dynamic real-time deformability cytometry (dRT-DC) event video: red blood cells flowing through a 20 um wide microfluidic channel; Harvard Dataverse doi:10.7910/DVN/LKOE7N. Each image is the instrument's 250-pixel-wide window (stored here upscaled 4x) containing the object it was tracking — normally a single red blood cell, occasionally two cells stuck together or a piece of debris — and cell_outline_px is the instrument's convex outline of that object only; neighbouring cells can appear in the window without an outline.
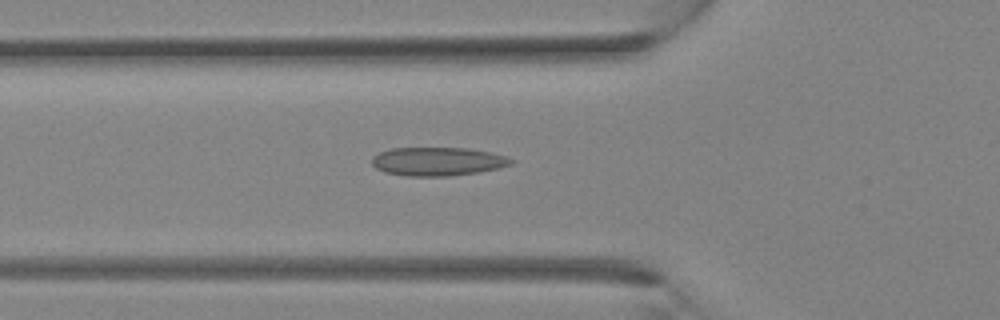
{"species": "Egyptian fruit bat (a non-hibernating species)", "species_latin": "Rousettus aegyptiacus", "temperature_condition": "room temperature", "stored_images_in_passage": 31, "camera_frame_rate_fps": 3000, "um_per_image_px": 0.085, "animal": {"sex": "female"}, "frame": {"image": 1, "passage_image": 9, "time_ms": 2.667, "image_size_px": [1000, 320], "cell_outline_px": [[512, 164], [496, 168], [476, 172], [448, 176], [408, 176], [384, 172], [376, 168], [372, 164], [372, 156], [380, 152], [392, 148], [468, 148], [492, 152], [504, 156], [512, 160]], "centroid_in_image_um": [37.16, 13.72], "position_along_channel_um": 88.6, "area_um2": 22.95}}
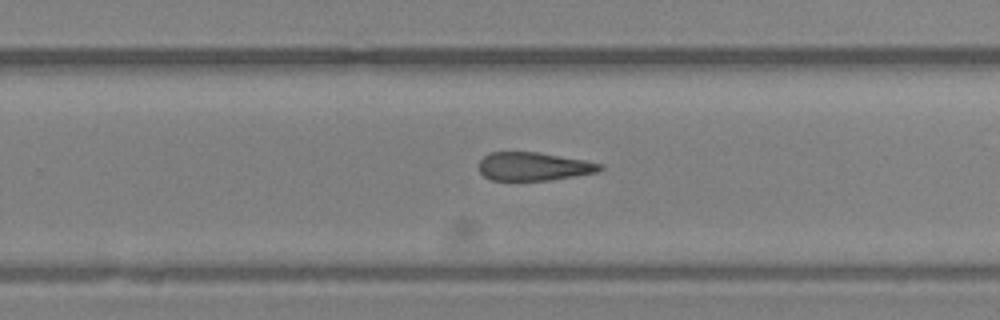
{"frame": {"image": 2, "passage_image": 19, "time_ms": 6.0, "image_size_px": [1000, 320], "cell_outline_px": [[604, 168], [600, 172], [548, 180], [492, 180], [484, 176], [476, 168], [476, 164], [484, 156], [492, 152], [536, 152], [584, 160], [604, 164]], "centroid_in_image_um": [45.34, 14.15], "position_along_channel_um": 284.5, "area_um2": 20.11}}
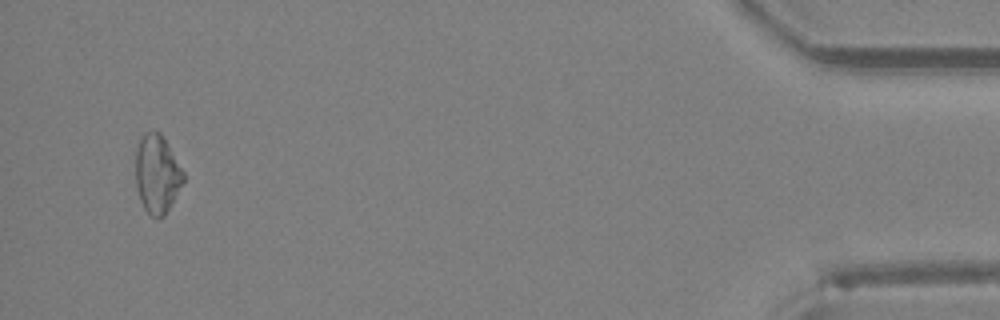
{"frame": {"image": 3, "passage_image": 30, "time_ms": 9.667, "image_size_px": [1000, 320], "cell_outline_px": [[184, 180], [164, 216], [160, 220], [156, 220], [144, 208], [140, 200], [136, 184], [136, 152], [140, 140], [144, 132], [160, 132], [164, 136], [184, 172]], "centroid_in_image_um": [13.35, 14.8], "position_along_channel_um": 421.8, "area_um2": 21.73}}